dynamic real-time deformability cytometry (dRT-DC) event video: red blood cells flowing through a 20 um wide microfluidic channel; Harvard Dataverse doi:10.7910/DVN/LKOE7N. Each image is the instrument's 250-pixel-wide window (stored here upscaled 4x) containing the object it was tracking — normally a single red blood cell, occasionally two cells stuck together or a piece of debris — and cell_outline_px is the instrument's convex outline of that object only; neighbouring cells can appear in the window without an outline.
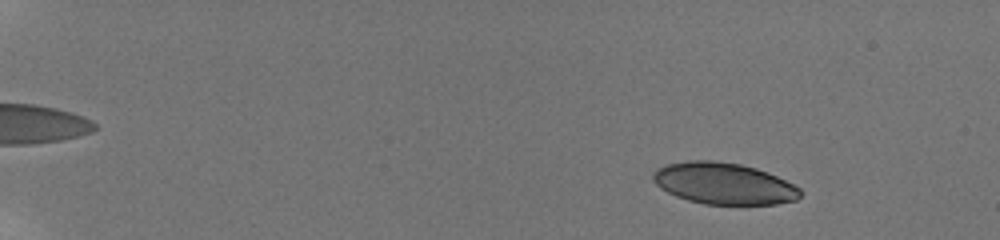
{"species": "human", "species_latin": "Homo sapiens", "temperature_condition": "room temperature", "stored_images_in_passage": 17, "camera_frame_rate_fps": 3000, "um_per_image_px": 0.085, "donor": {"sex": "male"}, "frame": {"image": 1, "passage_image": 4, "time_ms": 1.0, "image_size_px": [1000, 240], "cell_outline_px": [[804, 192], [796, 200], [776, 204], [704, 204], [688, 200], [676, 196], [660, 188], [652, 180], [652, 172], [656, 168], [664, 164], [688, 160], [712, 160], [740, 164], [756, 168], [768, 172], [800, 188]], "centroid_in_image_um": [61.49, 15.59], "position_along_channel_um": 23.5, "area_um2": 35.84}}
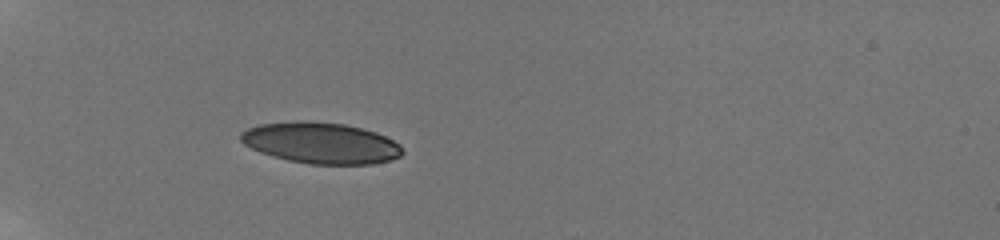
{"frame": {"image": 2, "passage_image": 10, "time_ms": 3.0, "image_size_px": [1000, 240], "cell_outline_px": [[404, 152], [400, 156], [388, 160], [372, 164], [308, 164], [288, 160], [272, 156], [260, 152], [244, 144], [240, 140], [240, 132], [248, 128], [260, 124], [296, 120], [304, 120], [344, 124], [376, 132], [400, 144]], "centroid_in_image_um": [27.25, 12.15], "position_along_channel_um": 57.8, "area_um2": 38.78}}
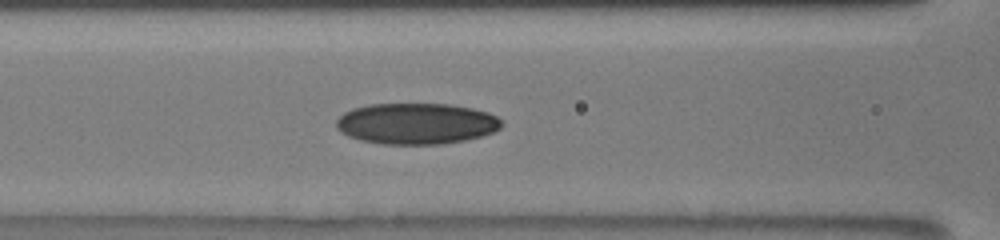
{"frame": {"image": 3, "passage_image": 14, "time_ms": 4.333, "image_size_px": [1000, 240], "cell_outline_px": [[504, 124], [500, 128], [492, 132], [480, 136], [464, 140], [440, 144], [380, 144], [360, 140], [348, 136], [340, 132], [336, 128], [336, 120], [344, 112], [352, 108], [368, 104], [452, 104], [472, 108], [488, 112], [496, 116]], "centroid_in_image_um": [35.36, 10.5], "position_along_channel_um": 131.2, "area_um2": 39.77}}